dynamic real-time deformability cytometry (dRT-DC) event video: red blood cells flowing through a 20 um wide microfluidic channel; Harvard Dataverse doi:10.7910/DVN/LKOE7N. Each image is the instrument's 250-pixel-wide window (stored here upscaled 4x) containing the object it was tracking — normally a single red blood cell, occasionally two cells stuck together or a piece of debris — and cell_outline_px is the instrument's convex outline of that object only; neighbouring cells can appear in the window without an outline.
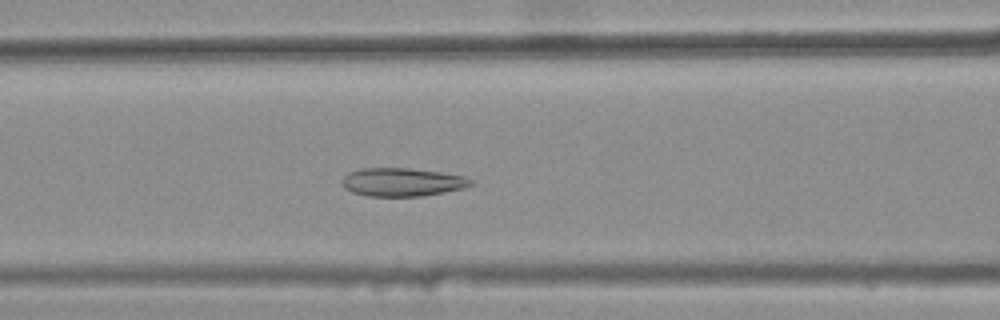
{"species": "common noctule bat (a hibernating species)", "species_latin": "Nyctalus noctula", "temperature_condition": "warm", "stored_images_in_passage": 42, "camera_frame_rate_fps": 3000, "um_per_image_px": 0.085, "animal": {"sex": "female", "body_mass_g": 25.1}, "frame": {"image": 1, "passage_image": 20, "time_ms": 6.333, "image_size_px": [1000, 320], "cell_outline_px": [[472, 184], [464, 188], [424, 196], [368, 196], [352, 192], [344, 188], [340, 184], [340, 180], [348, 172], [360, 168], [408, 168], [440, 172], [464, 176], [472, 180]], "centroid_in_image_um": [34.13, 15.48], "position_along_channel_um": 132.5, "area_um2": 21.39}}
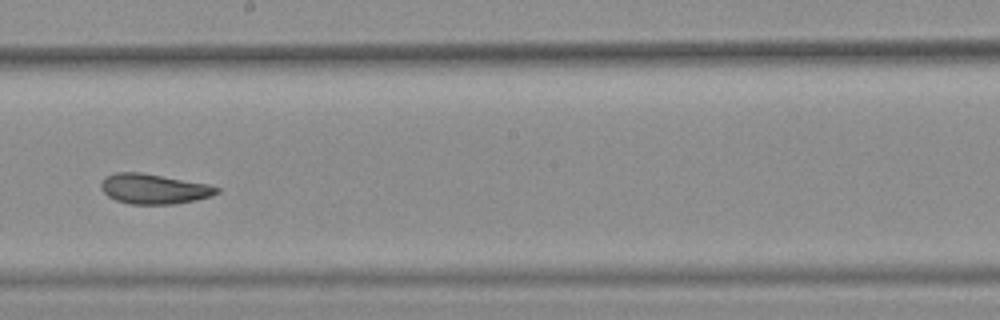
{"frame": {"image": 2, "passage_image": 28, "time_ms": 9.0, "image_size_px": [1000, 320], "cell_outline_px": [[220, 192], [212, 196], [196, 200], [176, 204], [132, 204], [116, 200], [108, 196], [100, 188], [100, 184], [104, 176], [116, 172], [140, 172], [208, 184], [220, 188]], "centroid_in_image_um": [13.08, 16.05], "position_along_channel_um": 235.1, "area_um2": 20.35}}
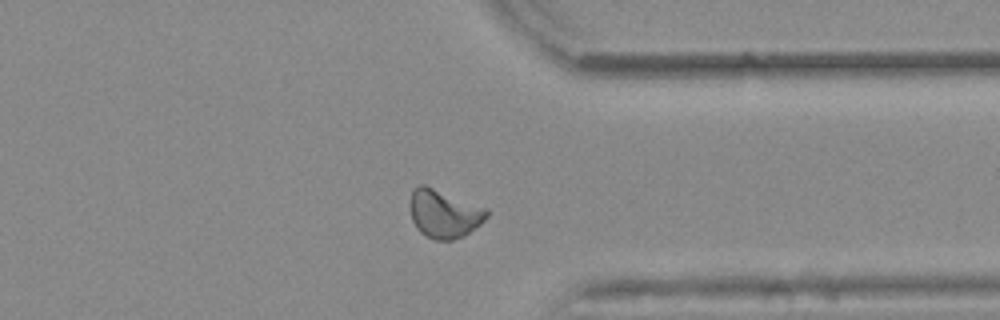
{"frame": {"image": 3, "passage_image": 39, "time_ms": 12.667, "image_size_px": [1000, 320], "cell_outline_px": [[488, 216], [480, 224], [464, 236], [452, 240], [432, 240], [424, 236], [416, 228], [412, 220], [408, 204], [412, 192], [420, 184], [424, 184], [488, 208]], "centroid_in_image_um": [37.72, 18.17], "position_along_channel_um": 373.7, "area_um2": 21.85}, "authors_computed_cell_mechanics": {"area_um2": 21.386, "velocity_mm_per_s": 3.8584, "shape_relaxation_time_tau1_ms": null, "shape_relaxation_time_tau2_ms": 1.6959, "deformation_change_tau1": null, "deformation_change_tau2": 0.0769}}